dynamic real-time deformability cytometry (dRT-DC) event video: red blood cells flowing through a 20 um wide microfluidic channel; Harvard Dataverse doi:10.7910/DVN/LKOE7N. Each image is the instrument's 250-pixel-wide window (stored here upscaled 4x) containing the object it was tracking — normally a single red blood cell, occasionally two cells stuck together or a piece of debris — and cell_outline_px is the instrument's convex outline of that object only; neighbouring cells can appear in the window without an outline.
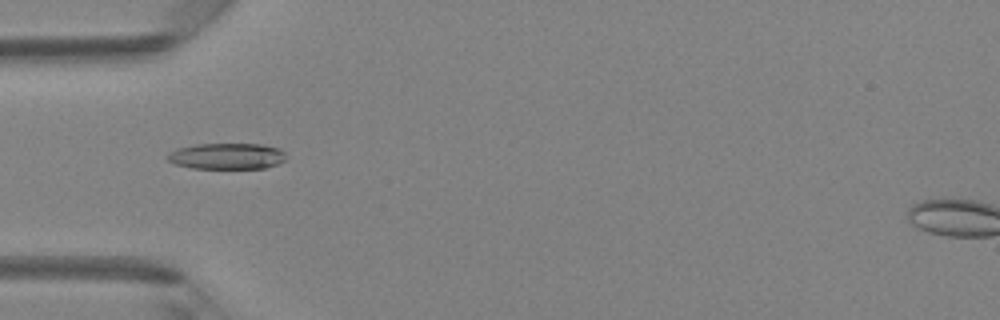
{"species": "Egyptian fruit bat (a non-hibernating species)", "species_latin": "Rousettus aegyptiacus", "temperature_condition": "room temperature", "stored_images_in_passage": 49, "camera_frame_rate_fps": 3000, "um_per_image_px": 0.085, "animal": {"sex": "female"}, "frame": {"image": 1, "passage_image": 16, "time_ms": 5.0, "image_size_px": [1000, 320], "cell_outline_px": [[284, 160], [276, 164], [264, 168], [192, 168], [176, 164], [168, 160], [168, 152], [176, 148], [196, 144], [260, 144], [280, 148], [284, 152]], "centroid_in_image_um": [19.26, 13.26], "position_along_channel_um": 65.7, "area_um2": 17.92}}
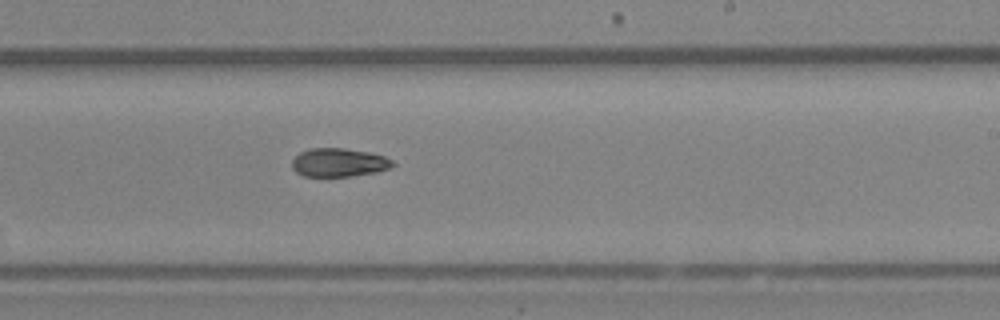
{"frame": {"image": 2, "passage_image": 30, "time_ms": 9.667, "image_size_px": [1000, 320], "cell_outline_px": [[396, 164], [388, 168], [376, 172], [352, 176], [304, 176], [296, 172], [292, 168], [292, 160], [300, 152], [308, 148], [344, 148], [368, 152], [384, 156], [392, 160]], "centroid_in_image_um": [28.79, 13.81], "position_along_channel_um": 260.2, "area_um2": 16.7}}
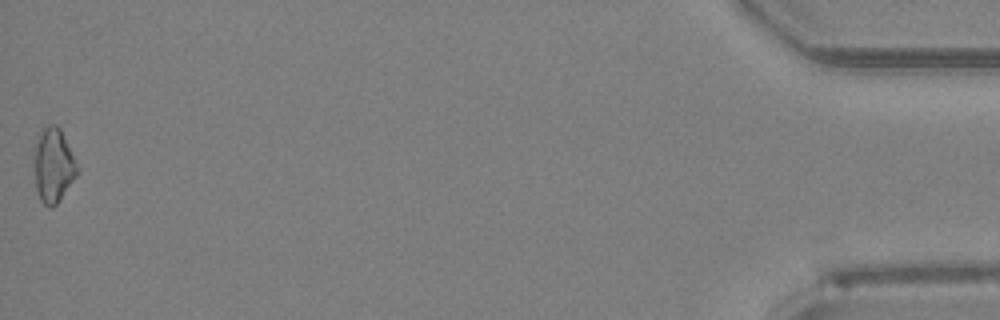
{"frame": {"image": 3, "passage_image": 49, "time_ms": 16.0, "image_size_px": [1000, 320], "cell_outline_px": [[80, 172], [56, 204], [52, 208], [48, 208], [40, 200], [36, 188], [36, 132], [48, 124], [56, 124], [60, 128], [80, 168]], "centroid_in_image_um": [4.57, 14.03], "position_along_channel_um": 430.6, "area_um2": 18.67}}